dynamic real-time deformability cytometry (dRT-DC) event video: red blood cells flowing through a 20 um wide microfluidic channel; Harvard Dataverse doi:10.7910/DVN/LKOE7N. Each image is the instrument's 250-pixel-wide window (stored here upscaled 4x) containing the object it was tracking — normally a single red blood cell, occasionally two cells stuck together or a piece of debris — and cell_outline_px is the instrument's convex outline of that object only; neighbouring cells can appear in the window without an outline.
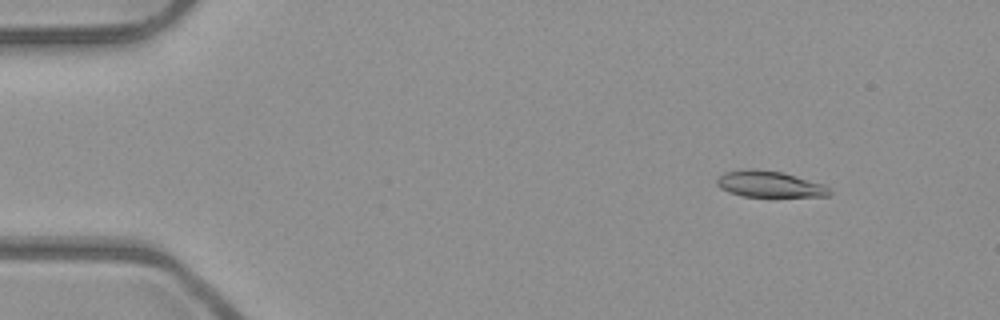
{"species": "common noctule bat (a hibernating species)", "species_latin": "Nyctalus noctula", "temperature_condition": "room temperature", "stored_images_in_passage": 15, "camera_frame_rate_fps": 3000, "um_per_image_px": 0.085, "animal": {"sex": "male", "body_mass_g": 23.1, "forearm_length_mm": 52.7}, "frame": {"image": 1, "passage_image": 6, "time_ms": 1.667, "image_size_px": [1000, 320], "cell_outline_px": [[832, 192], [828, 196], [744, 196], [728, 192], [720, 188], [716, 184], [716, 180], [724, 172], [784, 172], [824, 184]], "centroid_in_image_um": [65.47, 15.7], "position_along_channel_um": 19.5, "area_um2": 16.3}}